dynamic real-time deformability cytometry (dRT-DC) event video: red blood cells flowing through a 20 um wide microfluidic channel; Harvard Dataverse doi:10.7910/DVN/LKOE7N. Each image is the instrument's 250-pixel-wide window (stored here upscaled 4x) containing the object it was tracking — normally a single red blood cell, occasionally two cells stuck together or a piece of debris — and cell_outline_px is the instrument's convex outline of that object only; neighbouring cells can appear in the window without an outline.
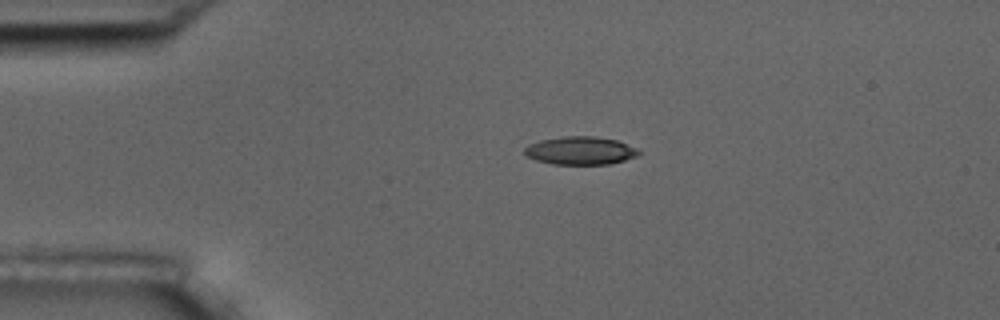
{"species": "common noctule bat (a hibernating species)", "species_latin": "Nyctalus noctula", "temperature_condition": "room temperature", "stored_images_in_passage": 2, "camera_frame_rate_fps": 3000, "um_per_image_px": 0.085, "animal": {"sex": "male", "body_mass_g": 17.5, "forearm_length_mm": 52.3}, "frame": {"image": 1, "passage_image": 1, "time_ms": 0.0, "image_size_px": [1000, 320], "cell_outline_px": [[640, 152], [636, 156], [624, 160], [608, 164], [552, 164], [536, 160], [524, 156], [524, 148], [528, 144], [540, 140], [564, 136], [596, 136], [616, 140], [636, 148]], "centroid_in_image_um": [49.27, 12.8], "position_along_channel_um": 35.7, "area_um2": 18.67}}